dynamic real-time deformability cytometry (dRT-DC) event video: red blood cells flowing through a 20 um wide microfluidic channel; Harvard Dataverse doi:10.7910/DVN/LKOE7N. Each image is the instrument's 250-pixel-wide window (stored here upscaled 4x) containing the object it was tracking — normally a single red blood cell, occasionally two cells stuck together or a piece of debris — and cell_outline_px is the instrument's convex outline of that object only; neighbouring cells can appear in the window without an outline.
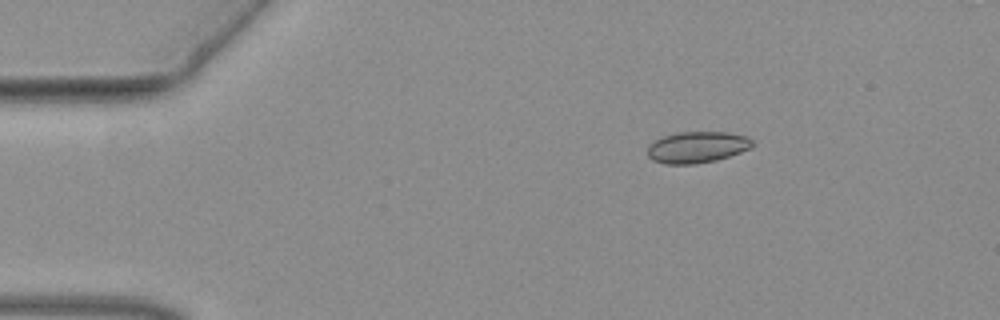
{"species": "common noctule bat (a hibernating species)", "species_latin": "Nyctalus noctula", "temperature_condition": "warm", "stored_images_in_passage": 45, "camera_frame_rate_fps": 3000, "um_per_image_px": 0.085, "animal": {"sex": "female", "body_mass_g": 19.3, "forearm_length_mm": 54.1}, "frame": {"image": 1, "passage_image": 1, "time_ms": 0.0, "image_size_px": [1000, 320], "cell_outline_px": [[752, 144], [748, 148], [740, 152], [716, 160], [696, 164], [664, 164], [652, 160], [648, 156], [648, 144], [664, 136], [676, 132], [728, 132], [748, 136], [752, 140]], "centroid_in_image_um": [59.22, 12.51], "position_along_channel_um": 25.8, "area_um2": 19.13}}
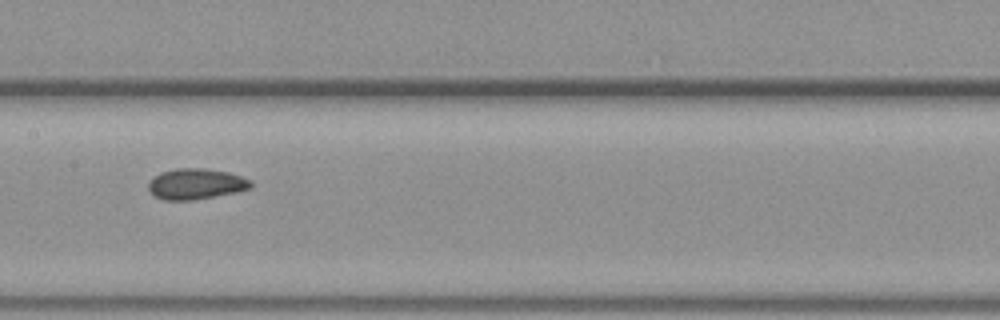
{"frame": {"image": 2, "passage_image": 19, "time_ms": 6.0, "image_size_px": [1000, 320], "cell_outline_px": [[252, 188], [236, 192], [192, 200], [164, 200], [156, 196], [148, 188], [148, 180], [152, 176], [160, 172], [176, 168], [204, 168], [228, 172], [252, 180]], "centroid_in_image_um": [16.64, 15.62], "position_along_channel_um": 190.8, "area_um2": 18.44}}
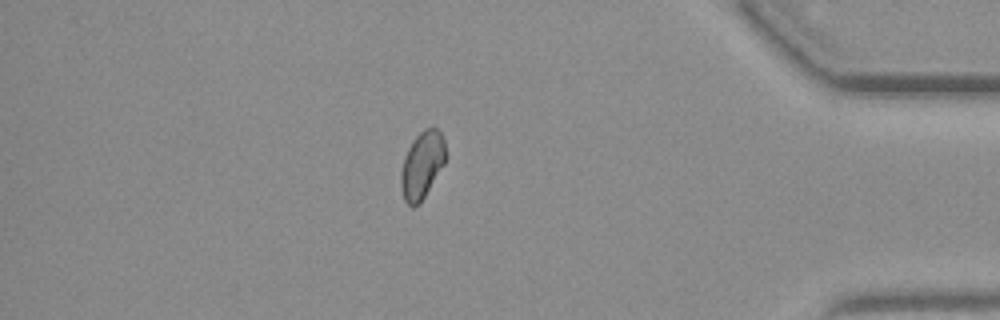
{"frame": {"image": 3, "passage_image": 38, "time_ms": 12.333, "image_size_px": [1000, 320], "cell_outline_px": [[444, 164], [420, 204], [412, 208], [404, 200], [400, 188], [400, 172], [404, 156], [412, 140], [424, 128], [432, 124], [440, 132], [444, 140]], "centroid_in_image_um": [35.84, 14.03], "position_along_channel_um": 399.4, "area_um2": 17.69}}